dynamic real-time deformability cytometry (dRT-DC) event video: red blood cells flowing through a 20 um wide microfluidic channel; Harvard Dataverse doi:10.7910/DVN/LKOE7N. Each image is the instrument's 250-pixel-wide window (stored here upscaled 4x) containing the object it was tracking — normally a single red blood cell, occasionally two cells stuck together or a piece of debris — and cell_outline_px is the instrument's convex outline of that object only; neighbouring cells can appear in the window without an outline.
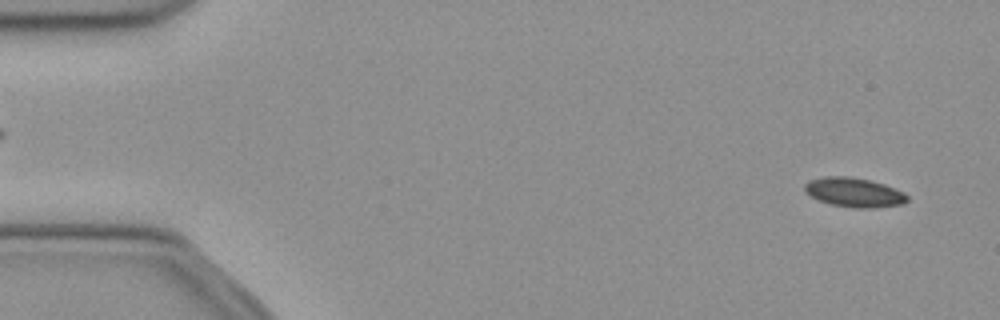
{"species": "common noctule bat (a hibernating species)", "species_latin": "Nyctalus noctula", "temperature_condition": "cold", "stored_images_in_passage": 52, "camera_frame_rate_fps": 3000, "um_per_image_px": 0.085, "animal": {"sex": "female", "body_mass_g": 21.9}, "frame": {"image": 1, "passage_image": 3, "time_ms": 0.667, "image_size_px": [1000, 320], "cell_outline_px": [[908, 200], [904, 204], [868, 208], [856, 208], [832, 204], [820, 200], [804, 192], [804, 184], [808, 180], [824, 176], [848, 176], [868, 180], [884, 184], [904, 192], [908, 196]], "centroid_in_image_um": [72.59, 16.34], "position_along_channel_um": 12.4, "area_um2": 17.46}}
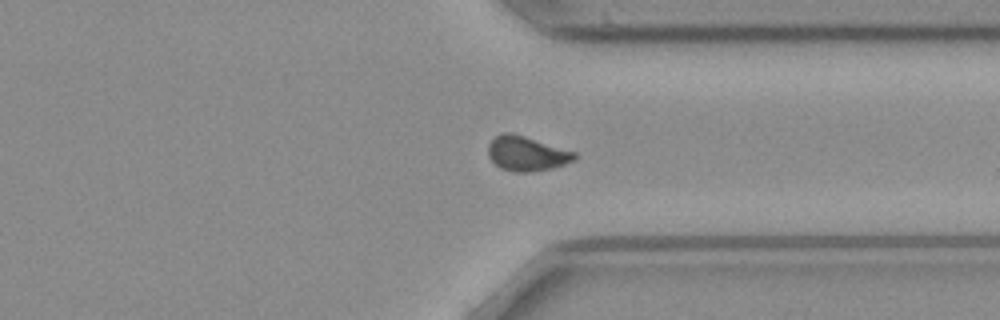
{"frame": {"image": 2, "passage_image": 39, "time_ms": 12.667, "image_size_px": [1000, 320], "cell_outline_px": [[576, 160], [552, 168], [528, 172], [516, 172], [500, 168], [488, 156], [488, 144], [496, 136], [504, 132], [512, 132], [576, 152]], "centroid_in_image_um": [44.76, 13.05], "position_along_channel_um": 366.6, "area_um2": 17.4}}
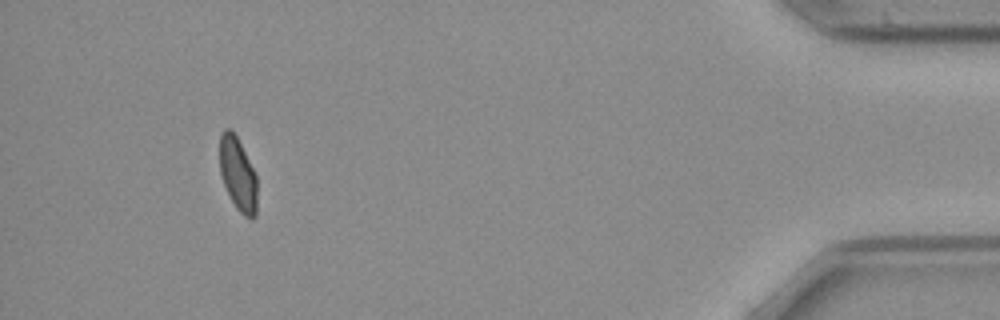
{"frame": {"image": 3, "passage_image": 48, "time_ms": 15.667, "image_size_px": [1000, 320], "cell_outline_px": [[256, 216], [252, 220], [244, 216], [236, 208], [224, 184], [220, 172], [220, 132], [224, 128], [232, 128], [256, 176]], "centroid_in_image_um": [20.2, 14.8], "position_along_channel_um": 415.0, "area_um2": 15.78}}